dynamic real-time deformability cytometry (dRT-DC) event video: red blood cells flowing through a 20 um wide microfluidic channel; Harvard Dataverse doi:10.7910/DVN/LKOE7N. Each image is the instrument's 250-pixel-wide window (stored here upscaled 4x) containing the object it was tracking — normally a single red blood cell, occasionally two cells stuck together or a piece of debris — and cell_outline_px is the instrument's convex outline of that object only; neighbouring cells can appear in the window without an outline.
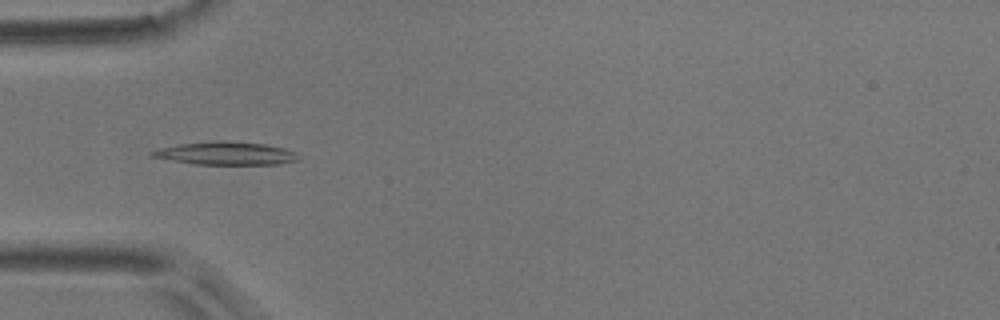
{"species": "common noctule bat (a hibernating species)", "species_latin": "Nyctalus noctula", "temperature_condition": "room temperature", "stored_images_in_passage": 9, "camera_frame_rate_fps": 3000, "um_per_image_px": 0.085, "animal": {"sex": "male", "body_mass_g": 17.9}, "frame": {"image": 1, "passage_image": 4, "time_ms": 3.667, "image_size_px": [1000, 320], "cell_outline_px": [[300, 160], [280, 164], [196, 164], [148, 156], [148, 152], [160, 148], [180, 144], [220, 140], [264, 144], [284, 148], [296, 152], [300, 156]], "centroid_in_image_um": [19.22, 13.03], "position_along_channel_um": 65.8, "area_um2": 19.59}}
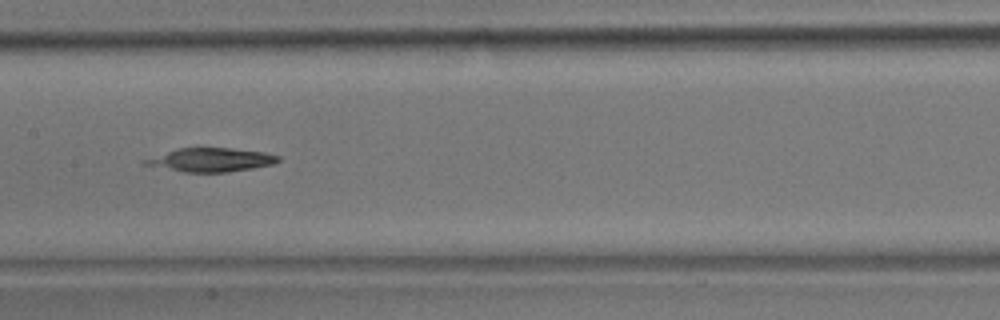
{"frame": {"image": 2, "passage_image": 7, "time_ms": 7.0, "image_size_px": [1000, 320], "cell_outline_px": [[280, 160], [276, 164], [228, 172], [180, 172], [144, 164], [140, 160], [180, 148], [232, 148], [264, 152], [280, 156]], "centroid_in_image_um": [17.95, 13.59], "position_along_channel_um": 189.5, "area_um2": 18.38}}
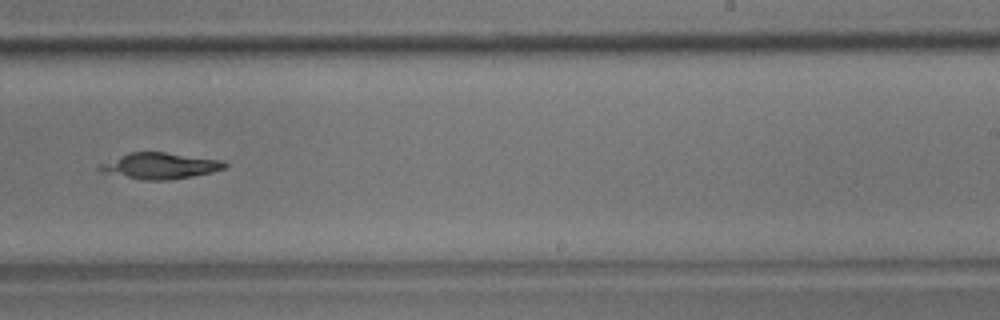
{"frame": {"image": 3, "passage_image": 9, "time_ms": 9.333, "image_size_px": [1000, 320], "cell_outline_px": [[228, 164], [224, 168], [212, 172], [192, 176], [168, 180], [144, 180], [100, 172], [96, 168], [100, 164], [128, 152], [164, 152], [224, 160]], "centroid_in_image_um": [13.59, 14.09], "position_along_channel_um": 275.4, "area_um2": 19.02}}